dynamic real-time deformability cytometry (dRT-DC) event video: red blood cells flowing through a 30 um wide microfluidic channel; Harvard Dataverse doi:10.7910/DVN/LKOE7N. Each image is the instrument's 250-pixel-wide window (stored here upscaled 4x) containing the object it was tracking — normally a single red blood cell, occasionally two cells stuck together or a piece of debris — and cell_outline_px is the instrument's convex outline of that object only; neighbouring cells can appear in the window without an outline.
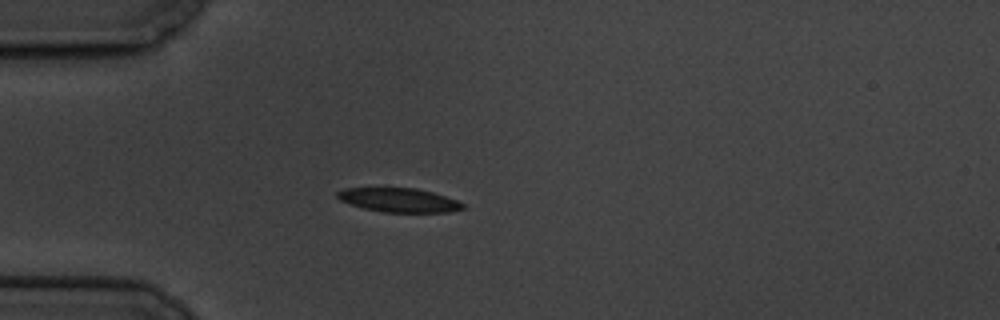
{"species": "common noctule bat (a hibernating species)", "species_latin": "Nyctalus noctula", "temperature_condition": "cold", "stored_images_in_passage": 7, "camera_frame_rate_fps": 3000, "um_per_image_px": 0.085, "animal": {"sex": "male", "body_mass_g": 19.5, "forearm_length_mm": 54.6}, "frame": {"image": 1, "passage_image": 1, "time_ms": 0.0, "image_size_px": [1000, 320], "cell_outline_px": [[464, 208], [452, 212], [384, 212], [364, 208], [340, 200], [336, 196], [336, 192], [344, 188], [416, 188], [432, 192], [456, 200], [464, 204]], "centroid_in_image_um": [33.91, 17.0], "position_along_channel_um": 51.1, "area_um2": 17.4}}
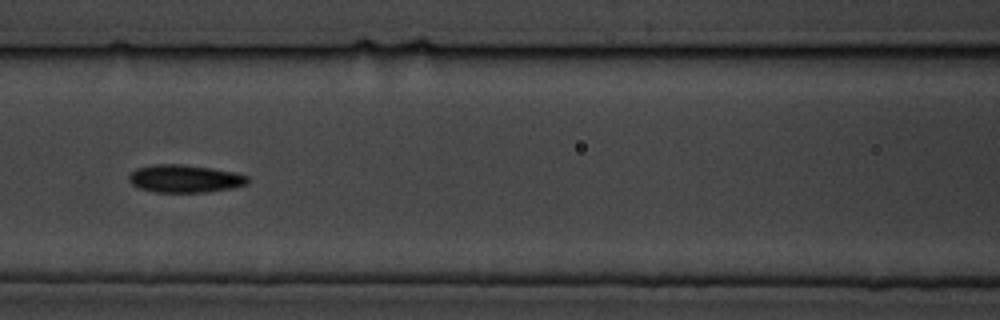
{"frame": {"image": 2, "passage_image": 4, "time_ms": 3.333, "image_size_px": [1000, 320], "cell_outline_px": [[248, 184], [232, 188], [204, 192], [156, 192], [140, 188], [132, 184], [128, 180], [128, 176], [136, 168], [152, 164], [180, 164], [212, 168], [236, 172], [248, 176]], "centroid_in_image_um": [15.71, 15.18], "position_along_channel_um": 150.9, "area_um2": 19.25}}
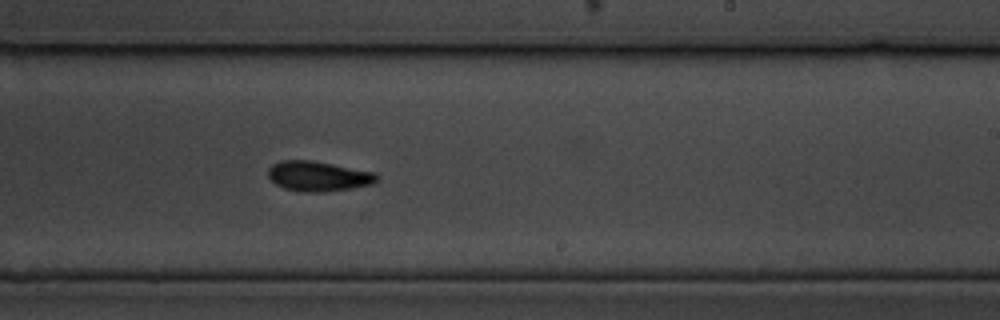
{"frame": {"image": 3, "passage_image": 7, "time_ms": 6.667, "image_size_px": [1000, 320], "cell_outline_px": [[380, 180], [372, 184], [352, 188], [320, 192], [300, 192], [284, 188], [276, 184], [268, 176], [268, 168], [272, 164], [280, 160], [312, 160], [376, 172], [380, 176]], "centroid_in_image_um": [27.08, 14.97], "position_along_channel_um": 261.9, "area_um2": 19.25}}